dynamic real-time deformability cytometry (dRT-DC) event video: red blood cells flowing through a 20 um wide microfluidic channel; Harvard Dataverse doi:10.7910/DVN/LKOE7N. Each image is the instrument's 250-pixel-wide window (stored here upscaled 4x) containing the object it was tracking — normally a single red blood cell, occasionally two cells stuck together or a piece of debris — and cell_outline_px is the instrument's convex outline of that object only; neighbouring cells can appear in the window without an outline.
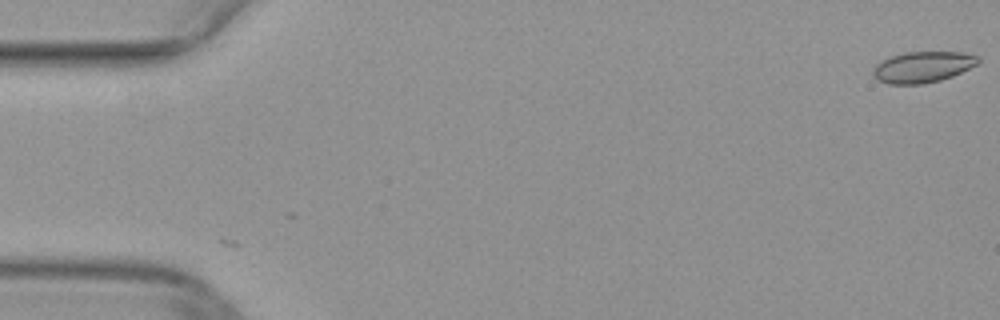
{"species": "common noctule bat (a hibernating species)", "species_latin": "Nyctalus noctula", "temperature_condition": "warm", "stored_images_in_passage": 14, "camera_frame_rate_fps": 3000, "um_per_image_px": 0.085, "animal": {"sex": "female", "body_mass_g": 29.2, "forearm_length_mm": 56.3}, "frame": {"image": 1, "passage_image": 1, "time_ms": 0.0, "image_size_px": [1000, 320], "cell_outline_px": [[980, 60], [976, 64], [952, 76], [940, 80], [920, 84], [888, 84], [876, 80], [872, 76], [872, 68], [880, 60], [888, 56], [904, 52], [964, 52], [980, 56]], "centroid_in_image_um": [78.36, 5.68], "position_along_channel_um": 6.6, "area_um2": 19.25}}
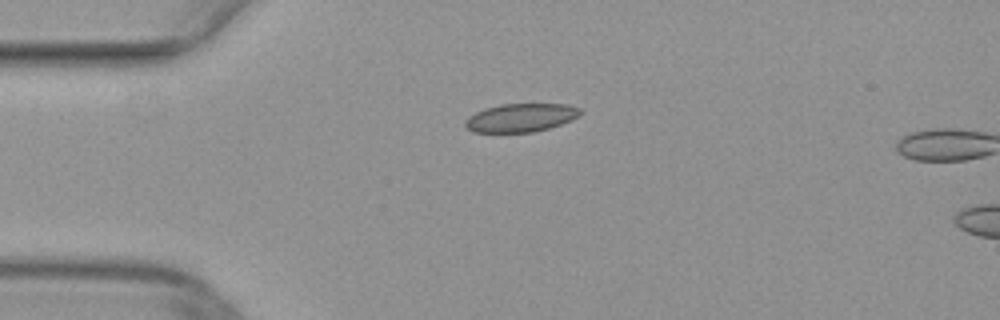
{"frame": {"image": 2, "passage_image": 13, "time_ms": 4.0, "image_size_px": [1000, 320], "cell_outline_px": [[580, 112], [572, 120], [548, 128], [532, 132], [472, 132], [464, 128], [464, 120], [468, 116], [484, 108], [500, 104], [568, 104], [580, 108]], "centroid_in_image_um": [44.19, 10.0], "position_along_channel_um": 40.8, "area_um2": 19.07}}